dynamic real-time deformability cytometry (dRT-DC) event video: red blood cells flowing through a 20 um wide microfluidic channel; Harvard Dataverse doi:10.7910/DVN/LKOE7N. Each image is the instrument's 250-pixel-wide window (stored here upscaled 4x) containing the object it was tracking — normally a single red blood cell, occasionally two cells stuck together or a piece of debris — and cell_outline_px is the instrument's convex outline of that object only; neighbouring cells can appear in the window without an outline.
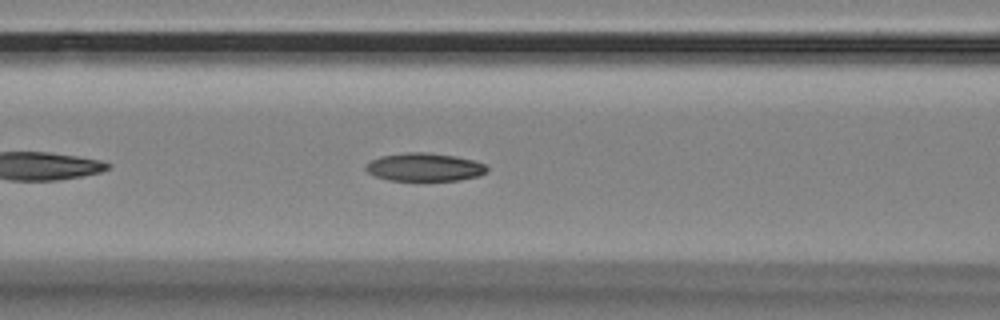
{"species": "Egyptian fruit bat (a non-hibernating species)", "species_latin": "Rousettus aegyptiacus", "temperature_condition": "room temperature", "stored_images_in_passage": 43, "camera_frame_rate_fps": 3000, "um_per_image_px": 0.085, "animal": {"sex": "female"}, "frame": {"image": 1, "passage_image": 10, "time_ms": 3.0, "image_size_px": [1000, 320], "cell_outline_px": [[488, 168], [484, 172], [476, 176], [456, 180], [388, 180], [376, 176], [368, 172], [364, 168], [372, 160], [380, 156], [404, 152], [428, 152], [456, 156], [472, 160], [484, 164]], "centroid_in_image_um": [36.04, 14.19], "position_along_channel_um": 130.6, "area_um2": 19.59}}
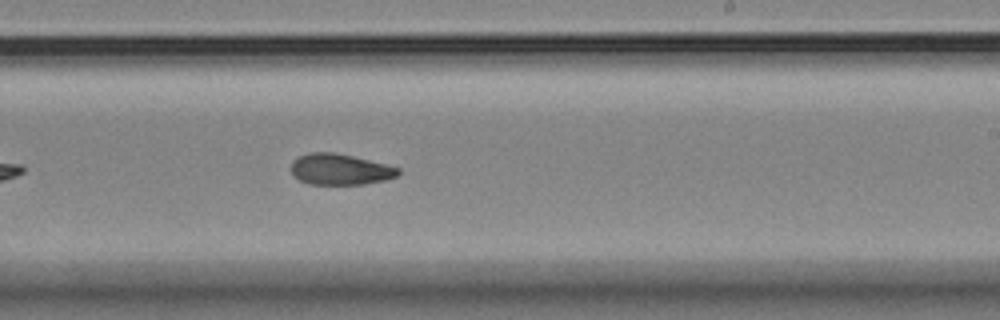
{"frame": {"image": 2, "passage_image": 21, "time_ms": 6.667, "image_size_px": [1000, 320], "cell_outline_px": [[400, 176], [384, 180], [364, 184], [308, 184], [292, 176], [292, 160], [308, 152], [332, 152], [352, 156], [400, 168]], "centroid_in_image_um": [28.89, 14.4], "position_along_channel_um": 260.1, "area_um2": 19.31}}
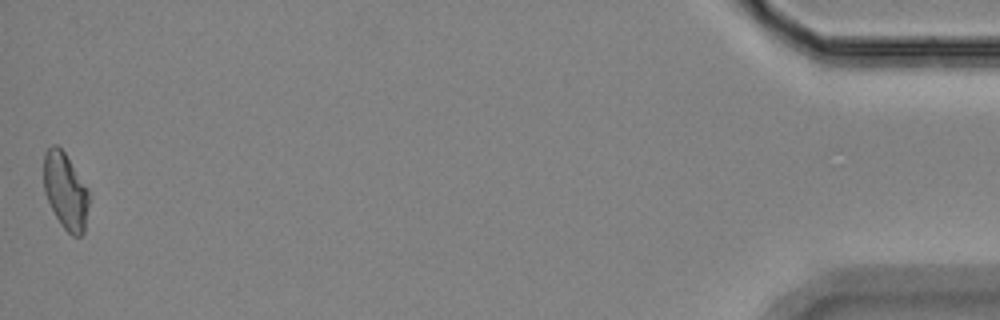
{"frame": {"image": 3, "passage_image": 43, "time_ms": 14.0, "image_size_px": [1000, 320], "cell_outline_px": [[88, 204], [84, 232], [80, 236], [72, 236], [60, 224], [44, 192], [44, 152], [52, 144], [56, 144], [64, 152], [88, 188]], "centroid_in_image_um": [5.56, 16.23], "position_along_channel_um": 429.6, "area_um2": 19.94}, "authors_computed_cell_mechanics": {"area_um2": 19.8254, "velocity_mm_per_s": 3.5389, "shape_relaxation_time_tau1_ms": 8.5321, "shape_relaxation_time_tau2_ms": 4.3922, "deformation_change_tau1": 0.1814, "deformation_change_tau2": 0.1043}}